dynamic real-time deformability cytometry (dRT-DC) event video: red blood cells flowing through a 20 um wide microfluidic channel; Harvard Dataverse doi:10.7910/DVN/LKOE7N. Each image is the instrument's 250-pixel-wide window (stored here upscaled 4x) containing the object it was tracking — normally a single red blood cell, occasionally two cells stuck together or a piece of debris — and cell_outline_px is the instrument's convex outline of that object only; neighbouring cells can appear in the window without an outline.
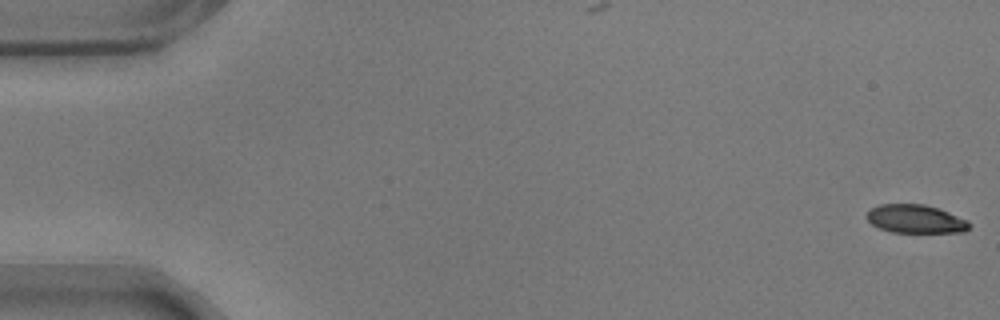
{"species": "common noctule bat (a hibernating species)", "species_latin": "Nyctalus noctula", "temperature_condition": "warm", "stored_images_in_passage": 57, "camera_frame_rate_fps": 3000, "um_per_image_px": 0.085, "animal": {"sex": "male", "body_mass_g": 17.9}, "frame": {"image": 1, "passage_image": 1, "time_ms": 0.0, "image_size_px": [1000, 320], "cell_outline_px": [[972, 224], [964, 232], [892, 232], [880, 228], [872, 224], [864, 216], [872, 208], [880, 204], [924, 204], [940, 208], [968, 220]], "centroid_in_image_um": [77.84, 18.6], "position_along_channel_um": 7.2, "area_um2": 17.05}}
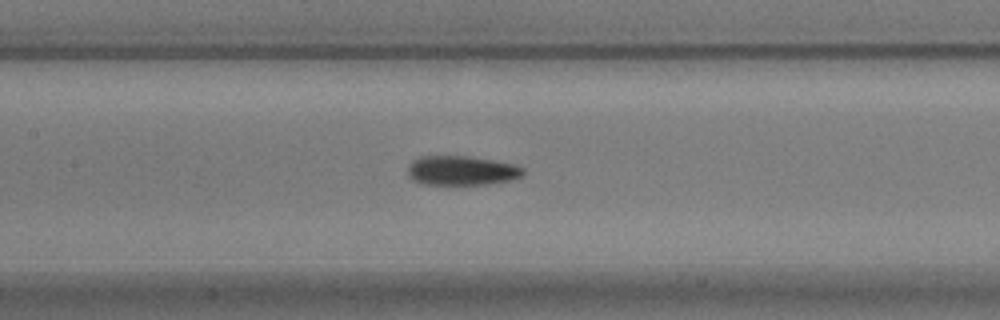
{"frame": {"image": 2, "passage_image": 27, "time_ms": 8.667, "image_size_px": [1000, 320], "cell_outline_px": [[524, 176], [508, 180], [484, 184], [420, 184], [412, 180], [408, 176], [408, 164], [412, 160], [420, 156], [464, 156], [492, 160], [516, 164], [524, 168]], "centroid_in_image_um": [39.2, 14.49], "position_along_channel_um": 168.2, "area_um2": 19.83}}
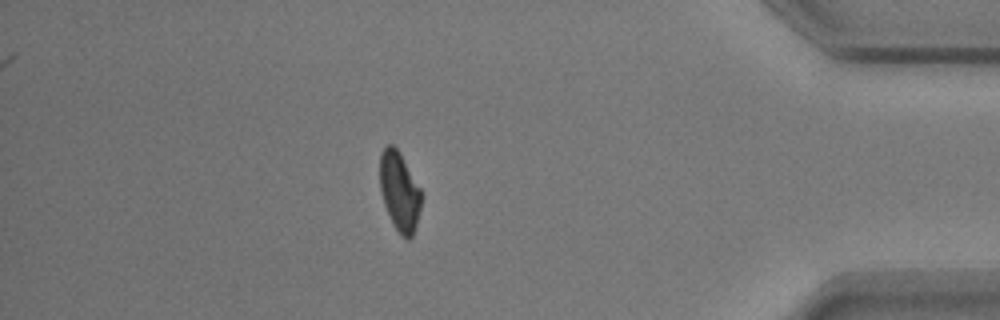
{"frame": {"image": 3, "passage_image": 50, "time_ms": 16.333, "image_size_px": [1000, 320], "cell_outline_px": [[420, 208], [416, 224], [412, 236], [408, 240], [400, 236], [392, 224], [384, 204], [380, 192], [380, 152], [388, 144], [392, 144], [400, 152], [420, 188]], "centroid_in_image_um": [33.93, 16.28], "position_along_channel_um": 401.3, "area_um2": 19.07}, "authors_computed_cell_mechanics": {"area_um2": 19.5942, "velocity_mm_per_s": 3.5503, "shape_relaxation_time_tau1_ms": 6.2533, "shape_relaxation_time_tau2_ms": 2.7937, "deformation_change_tau1": 0.1633, "deformation_change_tau2": 0.0837}}